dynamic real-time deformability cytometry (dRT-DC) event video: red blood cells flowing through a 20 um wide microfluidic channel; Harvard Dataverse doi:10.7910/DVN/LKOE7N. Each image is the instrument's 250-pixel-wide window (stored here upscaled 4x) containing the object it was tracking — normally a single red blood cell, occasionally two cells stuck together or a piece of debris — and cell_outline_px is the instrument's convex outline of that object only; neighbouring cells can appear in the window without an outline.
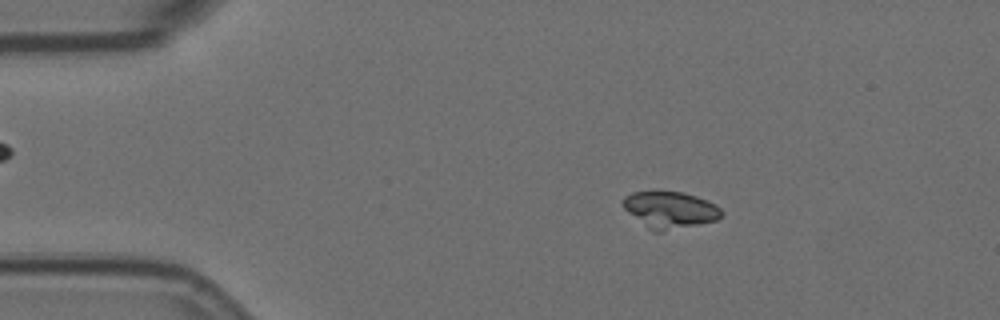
{"species": "Egyptian fruit bat (a non-hibernating species)", "species_latin": "Rousettus aegyptiacus", "temperature_condition": "room temperature", "stored_images_in_passage": 5, "camera_frame_rate_fps": 3000, "um_per_image_px": 0.085, "animal": {"sex": "female"}, "frame": {"image": 1, "passage_image": 2, "time_ms": 0.333, "image_size_px": [1000, 320], "cell_outline_px": [[724, 216], [716, 220], [660, 232], [652, 232], [628, 212], [620, 204], [624, 196], [632, 192], [656, 188], [680, 192], [696, 196], [708, 200], [716, 204], [724, 212]], "centroid_in_image_um": [56.91, 17.79], "position_along_channel_um": 28.1, "area_um2": 21.79}}